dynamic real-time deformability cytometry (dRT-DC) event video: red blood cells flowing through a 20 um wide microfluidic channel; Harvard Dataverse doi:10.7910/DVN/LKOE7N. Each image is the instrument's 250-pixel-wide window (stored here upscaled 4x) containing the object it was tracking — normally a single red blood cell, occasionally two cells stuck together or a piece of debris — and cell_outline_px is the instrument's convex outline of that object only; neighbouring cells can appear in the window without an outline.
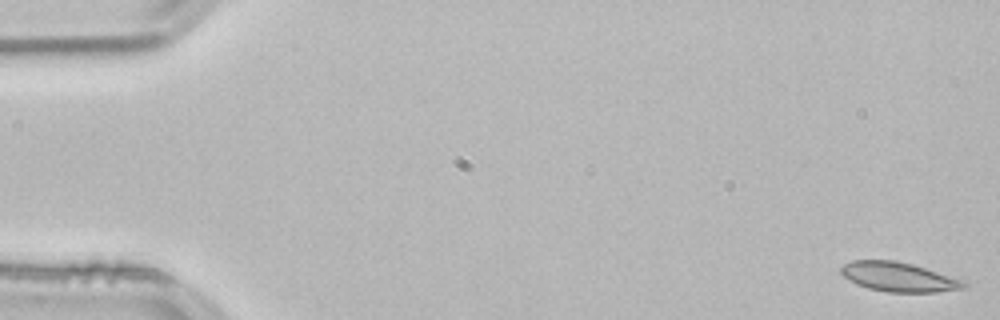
{"species": "common noctule bat (a hibernating species)", "species_latin": "Nyctalus noctula", "temperature_condition": "room temperature", "stored_images_in_passage": 54, "camera_frame_rate_fps": 3000, "um_per_image_px": 0.085, "animal": {"sex": "male", "body_mass_g": 21.5, "forearm_length_mm": 52.0}, "frame": {"image": 1, "passage_image": 1, "time_ms": 0.0, "image_size_px": [1000, 320], "cell_outline_px": [[968, 284], [964, 288], [936, 292], [888, 292], [868, 288], [856, 284], [848, 280], [840, 272], [840, 268], [844, 264], [852, 260], [896, 260], [912, 264], [964, 280]], "centroid_in_image_um": [76.37, 23.54], "position_along_channel_um": 8.6, "area_um2": 21.04}}
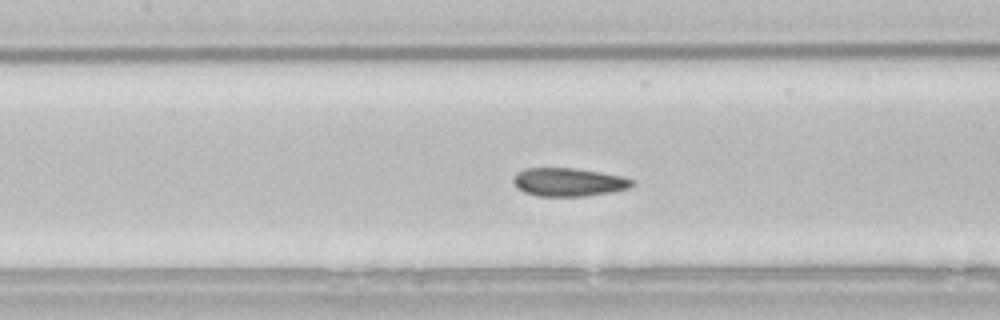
{"frame": {"image": 2, "passage_image": 24, "time_ms": 7.667, "image_size_px": [1000, 320], "cell_outline_px": [[636, 184], [628, 188], [612, 192], [584, 196], [536, 196], [524, 192], [512, 180], [516, 172], [524, 168], [572, 168], [600, 172], [624, 176], [636, 180]], "centroid_in_image_um": [48.37, 15.47], "position_along_channel_um": 159.0, "area_um2": 19.71}}
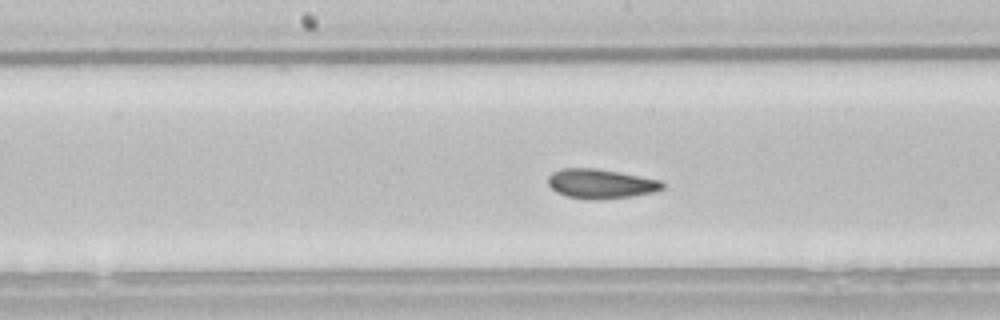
{"frame": {"image": 3, "passage_image": 27, "time_ms": 8.667, "image_size_px": [1000, 320], "cell_outline_px": [[664, 188], [656, 192], [632, 196], [600, 200], [584, 200], [568, 196], [556, 192], [548, 184], [548, 176], [552, 172], [560, 168], [596, 168], [660, 180], [664, 184]], "centroid_in_image_um": [51.04, 15.63], "position_along_channel_um": 197.2, "area_um2": 19.83}, "authors_computed_cell_mechanics": {"area_um2": 19.9121, "velocity_mm_per_s": 3.8085, "shape_relaxation_time_tau1_ms": 7.5098, "shape_relaxation_time_tau2_ms": 2.3901, "deformation_change_tau1": 0.1206, "deformation_change_tau2": 0.0373}}